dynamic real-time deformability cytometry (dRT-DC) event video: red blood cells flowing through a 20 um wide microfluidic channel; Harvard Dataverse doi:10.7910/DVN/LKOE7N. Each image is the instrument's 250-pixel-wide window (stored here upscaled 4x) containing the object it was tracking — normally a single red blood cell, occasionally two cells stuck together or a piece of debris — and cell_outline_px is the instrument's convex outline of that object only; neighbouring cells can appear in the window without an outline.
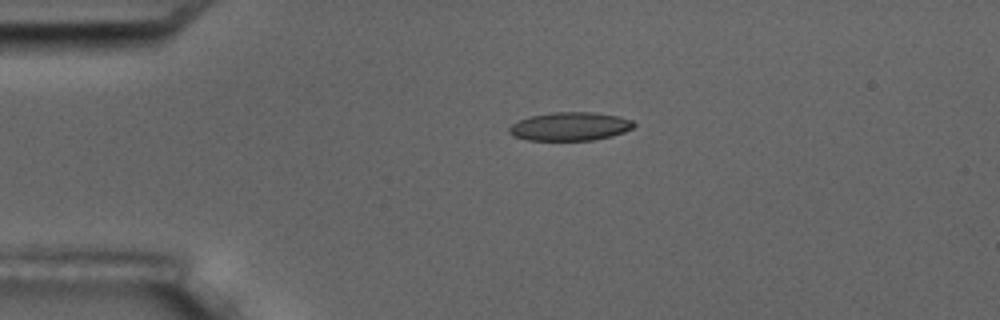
{"species": "common noctule bat (a hibernating species)", "species_latin": "Nyctalus noctula", "temperature_condition": "room temperature", "stored_images_in_passage": 4, "camera_frame_rate_fps": 3000, "um_per_image_px": 0.085, "animal": {"sex": "male", "body_mass_g": 17.5, "forearm_length_mm": 52.3}, "frame": {"image": 1, "passage_image": 3, "time_ms": 3.333, "image_size_px": [1000, 320], "cell_outline_px": [[636, 124], [632, 128], [624, 132], [612, 136], [592, 140], [528, 140], [512, 136], [508, 132], [508, 128], [512, 124], [528, 116], [552, 112], [592, 112], [620, 116], [632, 120]], "centroid_in_image_um": [48.44, 10.74], "position_along_channel_um": 36.6, "area_um2": 20.81}}